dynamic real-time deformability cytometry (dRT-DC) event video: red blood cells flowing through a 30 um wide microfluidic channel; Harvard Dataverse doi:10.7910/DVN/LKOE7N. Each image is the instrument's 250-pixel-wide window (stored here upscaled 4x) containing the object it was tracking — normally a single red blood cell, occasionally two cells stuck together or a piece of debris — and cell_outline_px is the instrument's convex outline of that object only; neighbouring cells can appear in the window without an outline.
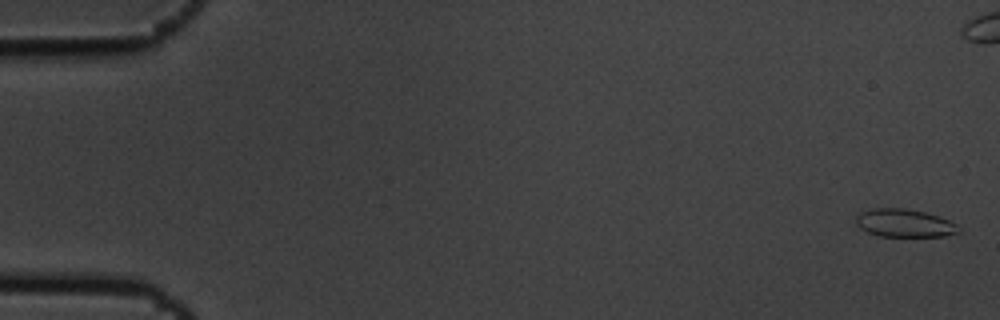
{"species": "common noctule bat (a hibernating species)", "species_latin": "Nyctalus noctula", "temperature_condition": "cold", "stored_images_in_passage": 6, "camera_frame_rate_fps": 3000, "um_per_image_px": 0.085, "animal": {"sex": "male", "body_mass_g": 19.5, "forearm_length_mm": 54.6}, "frame": {"image": 1, "passage_image": 1, "time_ms": 0.0, "image_size_px": [1000, 320], "cell_outline_px": [[960, 232], [944, 236], [880, 236], [868, 232], [860, 228], [856, 224], [856, 216], [860, 212], [872, 208], [904, 208], [924, 212], [940, 216], [956, 224], [960, 228]], "centroid_in_image_um": [76.87, 18.96], "position_along_channel_um": 8.1, "area_um2": 16.76}}